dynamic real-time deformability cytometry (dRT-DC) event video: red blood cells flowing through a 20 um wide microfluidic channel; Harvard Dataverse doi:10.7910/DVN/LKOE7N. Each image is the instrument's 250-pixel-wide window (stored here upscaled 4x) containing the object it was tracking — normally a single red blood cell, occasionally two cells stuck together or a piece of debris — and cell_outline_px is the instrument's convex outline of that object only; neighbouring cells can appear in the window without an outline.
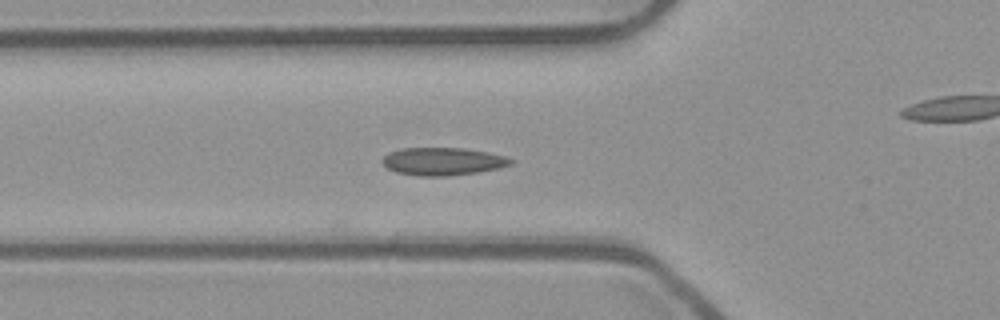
{"species": "common noctule bat (a hibernating species)", "species_latin": "Nyctalus noctula", "temperature_condition": "room temperature", "stored_images_in_passage": 37, "camera_frame_rate_fps": 3000, "um_per_image_px": 0.085, "animal": {"sex": "male", "body_mass_g": 23.1, "forearm_length_mm": 52.7}, "frame": {"image": 1, "passage_image": 2, "time_ms": 0.333, "image_size_px": [1000, 320], "cell_outline_px": [[516, 160], [512, 164], [500, 168], [476, 172], [448, 176], [416, 176], [396, 172], [388, 168], [380, 160], [388, 152], [400, 148], [464, 148], [488, 152], [504, 156]], "centroid_in_image_um": [37.63, 13.72], "position_along_channel_um": 88.2, "area_um2": 20.92}}
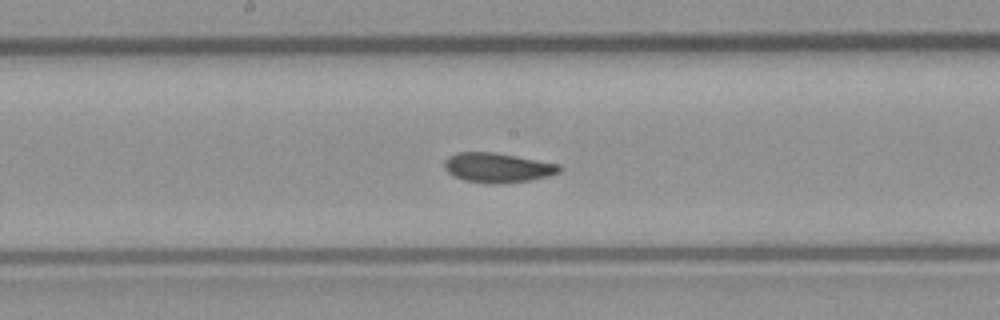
{"frame": {"image": 2, "passage_image": 11, "time_ms": 3.333, "image_size_px": [1000, 320], "cell_outline_px": [[564, 168], [560, 172], [548, 176], [532, 180], [496, 184], [488, 184], [464, 180], [452, 176], [444, 168], [444, 160], [448, 156], [456, 152], [492, 152], [516, 156], [560, 164]], "centroid_in_image_um": [42.29, 14.25], "position_along_channel_um": 205.9, "area_um2": 20.11}}
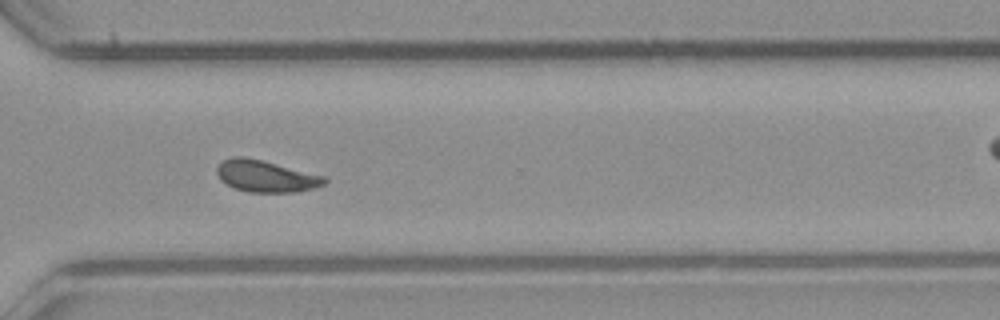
{"frame": {"image": 3, "passage_image": 22, "time_ms": 7.0, "image_size_px": [1000, 320], "cell_outline_px": [[328, 180], [324, 184], [312, 188], [296, 192], [248, 192], [236, 188], [220, 180], [216, 172], [216, 168], [224, 160], [232, 156], [244, 156], [324, 176]], "centroid_in_image_um": [22.57, 14.98], "position_along_channel_um": 348.0, "area_um2": 19.54}}